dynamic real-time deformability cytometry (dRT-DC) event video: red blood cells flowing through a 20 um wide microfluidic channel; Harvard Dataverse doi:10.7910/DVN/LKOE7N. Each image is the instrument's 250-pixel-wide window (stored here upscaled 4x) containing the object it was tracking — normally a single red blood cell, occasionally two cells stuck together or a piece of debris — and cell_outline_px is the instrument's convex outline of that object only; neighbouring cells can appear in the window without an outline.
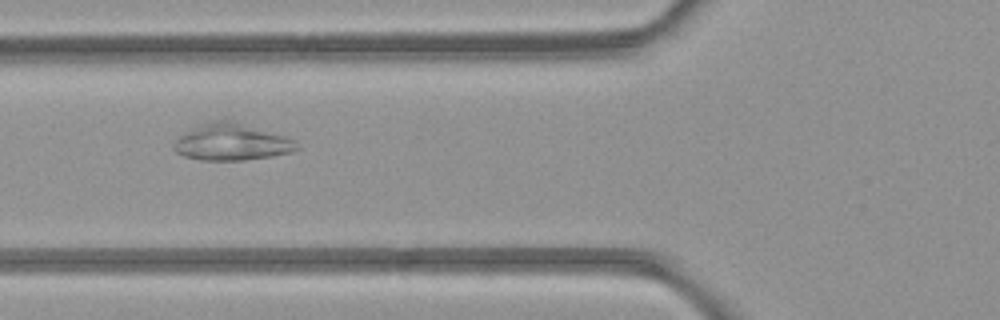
{"species": "common noctule bat (a hibernating species)", "species_latin": "Nyctalus noctula", "temperature_condition": "room temperature", "stored_images_in_passage": 3, "camera_frame_rate_fps": 3000, "um_per_image_px": 0.085, "animal": {"sex": "female", "body_mass_g": 21.9}, "frame": {"image": 1, "passage_image": 3, "time_ms": 2.333, "image_size_px": [1000, 320], "cell_outline_px": [[300, 148], [288, 152], [272, 156], [244, 160], [200, 160], [184, 156], [176, 152], [172, 148], [172, 144], [180, 136], [212, 120], [228, 120], [284, 136], [296, 140]], "centroid_in_image_um": [19.68, 12.1], "position_along_channel_um": 106.1, "area_um2": 25.66}}